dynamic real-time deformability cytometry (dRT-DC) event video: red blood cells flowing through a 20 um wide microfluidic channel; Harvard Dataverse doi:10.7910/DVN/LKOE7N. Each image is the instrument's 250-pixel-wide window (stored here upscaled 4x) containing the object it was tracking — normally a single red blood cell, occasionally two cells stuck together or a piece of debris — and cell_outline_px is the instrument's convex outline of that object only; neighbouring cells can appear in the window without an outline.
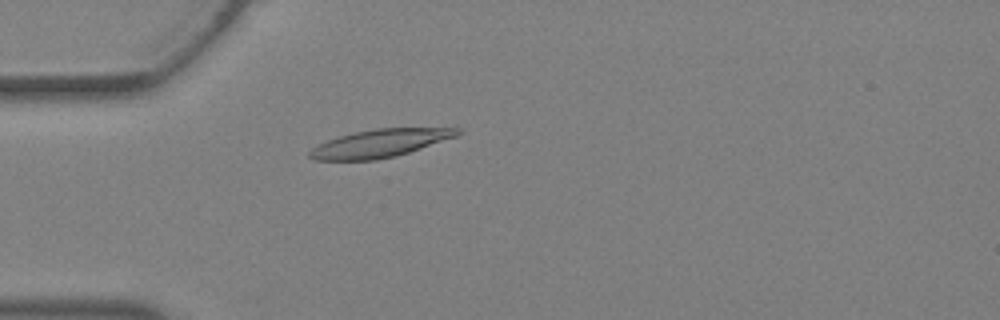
{"species": "Egyptian fruit bat (a non-hibernating species)", "species_latin": "Rousettus aegyptiacus", "temperature_condition": "warm", "stored_images_in_passage": 37, "camera_frame_rate_fps": 3000, "um_per_image_px": 0.085, "animal": {"sex": "female"}, "frame": {"image": 1, "passage_image": 11, "time_ms": 3.333, "image_size_px": [1000, 320], "cell_outline_px": [[464, 132], [456, 136], [396, 156], [376, 160], [312, 160], [308, 156], [308, 152], [312, 148], [328, 140], [352, 132], [376, 128], [460, 128]], "centroid_in_image_um": [32.27, 12.18], "position_along_channel_um": 52.7, "area_um2": 23.87}}
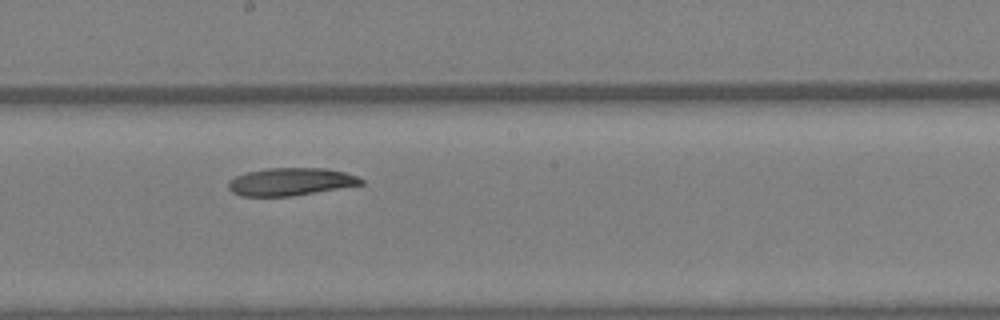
{"frame": {"image": 2, "passage_image": 21, "time_ms": 6.667, "image_size_px": [1000, 320], "cell_outline_px": [[364, 184], [292, 196], [240, 196], [232, 192], [228, 188], [228, 180], [236, 176], [248, 172], [268, 168], [324, 168], [344, 172], [356, 176], [364, 180]], "centroid_in_image_um": [24.69, 15.45], "position_along_channel_um": 223.5, "area_um2": 21.33}}
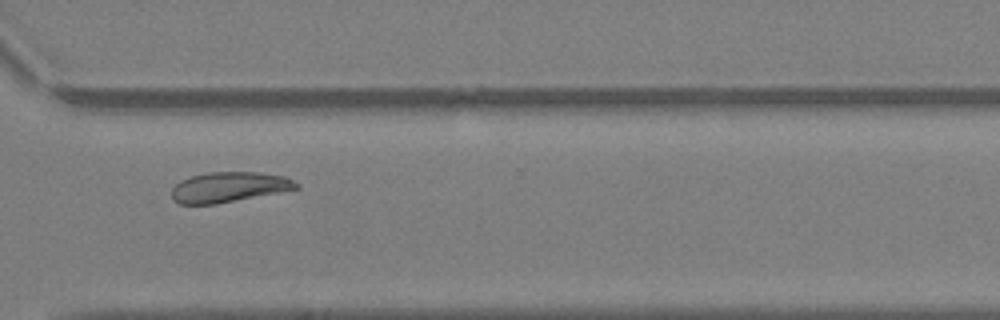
{"frame": {"image": 3, "passage_image": 28, "time_ms": 9.0, "image_size_px": [1000, 320], "cell_outline_px": [[300, 188], [216, 204], [180, 204], [172, 200], [172, 188], [180, 180], [192, 176], [208, 172], [260, 172], [284, 176], [300, 184]], "centroid_in_image_um": [19.45, 15.9], "position_along_channel_um": 351.2, "area_um2": 21.91}}